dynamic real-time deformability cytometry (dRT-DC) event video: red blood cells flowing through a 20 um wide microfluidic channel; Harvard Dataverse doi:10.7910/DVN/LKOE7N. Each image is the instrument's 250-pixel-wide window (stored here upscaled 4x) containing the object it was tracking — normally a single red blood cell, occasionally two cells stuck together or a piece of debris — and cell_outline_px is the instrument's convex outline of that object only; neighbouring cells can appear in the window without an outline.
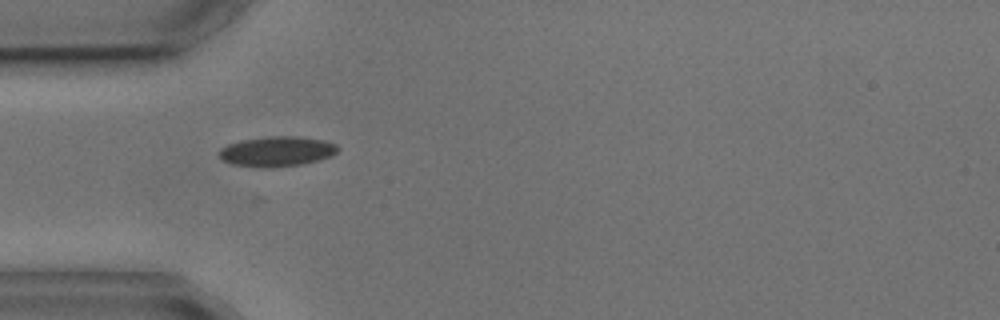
{"species": "common noctule bat (a hibernating species)", "species_latin": "Nyctalus noctula", "temperature_condition": "cold", "stored_images_in_passage": 3, "camera_frame_rate_fps": 3000, "um_per_image_px": 0.085, "animal": {"sex": "male", "body_mass_g": 17.9, "forearm_length_mm": 54.2}, "frame": {"image": 1, "passage_image": 1, "time_ms": 0.0, "image_size_px": [1000, 320], "cell_outline_px": [[340, 148], [332, 156], [320, 160], [300, 164], [272, 168], [260, 168], [232, 164], [224, 160], [220, 156], [220, 148], [228, 144], [240, 140], [268, 136], [300, 136], [324, 140], [336, 144]], "centroid_in_image_um": [23.56, 12.87], "position_along_channel_um": 61.4, "area_um2": 20.98}}